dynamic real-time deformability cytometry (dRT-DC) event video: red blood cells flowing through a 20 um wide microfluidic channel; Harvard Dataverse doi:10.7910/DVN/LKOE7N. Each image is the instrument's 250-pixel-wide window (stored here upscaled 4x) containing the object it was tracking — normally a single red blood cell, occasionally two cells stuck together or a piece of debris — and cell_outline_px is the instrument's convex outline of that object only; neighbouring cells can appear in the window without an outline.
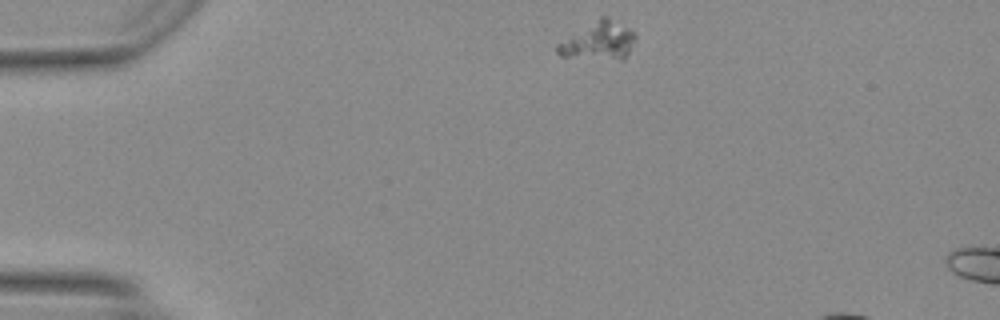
{"species": "Egyptian fruit bat (a non-hibernating species)", "species_latin": "Rousettus aegyptiacus", "temperature_condition": "warm", "stored_images_in_passage": 5, "camera_frame_rate_fps": 3000, "um_per_image_px": 0.085, "animal": {"sex": "female"}, "frame": {"image": 1, "passage_image": 1, "time_ms": 0.0, "image_size_px": [1000, 320], "cell_outline_px": [[636, 40], [624, 60], [620, 60], [560, 56], [556, 52], [556, 44], [600, 16], [608, 16], [636, 32]], "centroid_in_image_um": [50.92, 3.47], "position_along_channel_um": 34.1, "area_um2": 17.46}}